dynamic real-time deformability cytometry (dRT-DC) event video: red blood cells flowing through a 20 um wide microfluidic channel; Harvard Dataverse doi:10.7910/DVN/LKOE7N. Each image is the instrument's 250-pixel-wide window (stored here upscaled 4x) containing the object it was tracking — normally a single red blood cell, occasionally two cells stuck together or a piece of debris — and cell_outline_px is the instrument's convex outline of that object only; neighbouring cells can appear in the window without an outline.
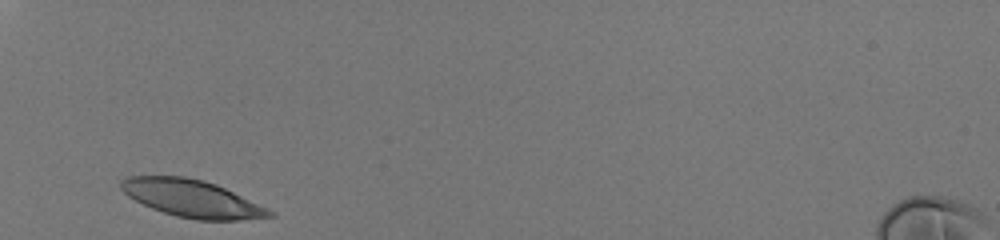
{"species": "human", "species_latin": "Homo sapiens", "temperature_condition": "room temperature", "stored_images_in_passage": 27, "camera_frame_rate_fps": 3000, "um_per_image_px": 0.085, "donor": {"sex": "male"}, "frame": {"image": 1, "passage_image": 1, "time_ms": 0.0, "image_size_px": [1000, 240], "cell_outline_px": [[276, 216], [240, 220], [196, 220], [176, 216], [152, 208], [128, 196], [120, 188], [120, 180], [128, 176], [184, 176], [216, 184], [268, 208], [276, 212]], "centroid_in_image_um": [16.33, 16.88], "position_along_channel_um": 68.7, "area_um2": 32.14}}
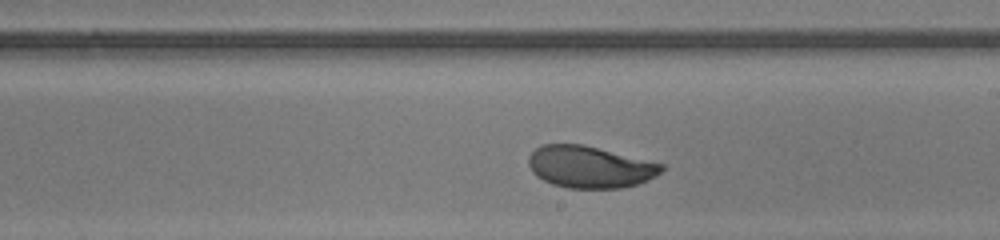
{"frame": {"image": 2, "passage_image": 15, "time_ms": 4.667, "image_size_px": [1000, 240], "cell_outline_px": [[664, 168], [656, 176], [636, 184], [620, 188], [568, 188], [552, 184], [536, 176], [532, 172], [528, 164], [528, 156], [536, 148], [544, 144], [584, 144], [664, 164]], "centroid_in_image_um": [50.11, 14.18], "position_along_channel_um": 238.9, "area_um2": 32.43}}
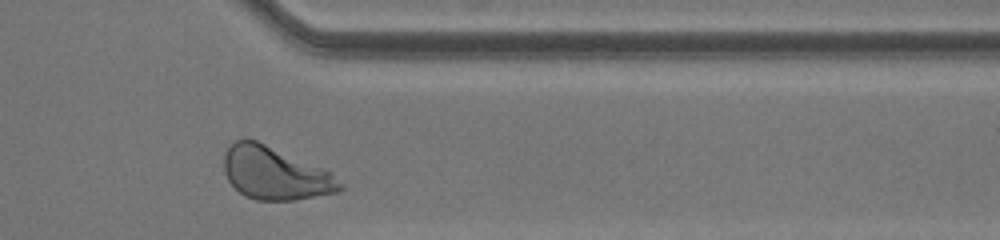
{"frame": {"image": 3, "passage_image": 26, "time_ms": 8.333, "image_size_px": [1000, 240], "cell_outline_px": [[344, 188], [336, 192], [296, 200], [256, 200], [244, 196], [228, 180], [224, 172], [224, 156], [228, 148], [236, 140], [256, 140], [332, 172], [344, 184]], "centroid_in_image_um": [23.4, 14.75], "position_along_channel_um": 388.0, "area_um2": 35.37}, "authors_computed_cell_mechanics": {"area_um2": 33.2928, "velocity_mm_per_s": 4.0528, "shape_relaxation_time_tau1_ms": 3.2689, "shape_relaxation_time_tau2_ms": null, "deformation_change_tau1": 0.1385, "deformation_change_tau2": null}}